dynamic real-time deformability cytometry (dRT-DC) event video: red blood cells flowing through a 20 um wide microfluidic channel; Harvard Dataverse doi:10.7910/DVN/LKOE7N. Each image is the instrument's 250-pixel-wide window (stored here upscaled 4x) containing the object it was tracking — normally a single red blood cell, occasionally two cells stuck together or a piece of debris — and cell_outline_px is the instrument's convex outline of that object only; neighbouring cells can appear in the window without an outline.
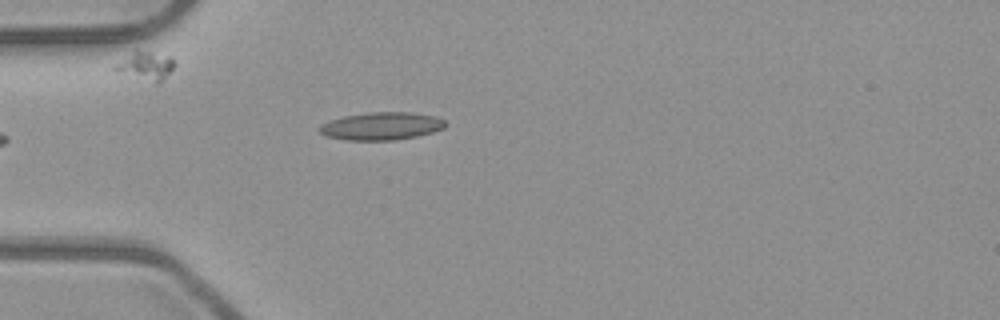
{"species": "common noctule bat (a hibernating species)", "species_latin": "Nyctalus noctula", "temperature_condition": "room temperature", "stored_images_in_passage": 5, "camera_frame_rate_fps": 3000, "um_per_image_px": 0.085, "animal": {"sex": "male", "body_mass_g": 23.1, "forearm_length_mm": 52.7}, "frame": {"image": 1, "passage_image": 5, "time_ms": 1.333, "image_size_px": [1000, 320], "cell_outline_px": [[448, 124], [444, 128], [432, 132], [416, 136], [392, 140], [348, 140], [328, 136], [320, 132], [316, 128], [320, 124], [344, 116], [368, 112], [412, 112], [436, 116], [444, 120]], "centroid_in_image_um": [32.44, 10.71], "position_along_channel_um": 52.6, "area_um2": 20.35}}